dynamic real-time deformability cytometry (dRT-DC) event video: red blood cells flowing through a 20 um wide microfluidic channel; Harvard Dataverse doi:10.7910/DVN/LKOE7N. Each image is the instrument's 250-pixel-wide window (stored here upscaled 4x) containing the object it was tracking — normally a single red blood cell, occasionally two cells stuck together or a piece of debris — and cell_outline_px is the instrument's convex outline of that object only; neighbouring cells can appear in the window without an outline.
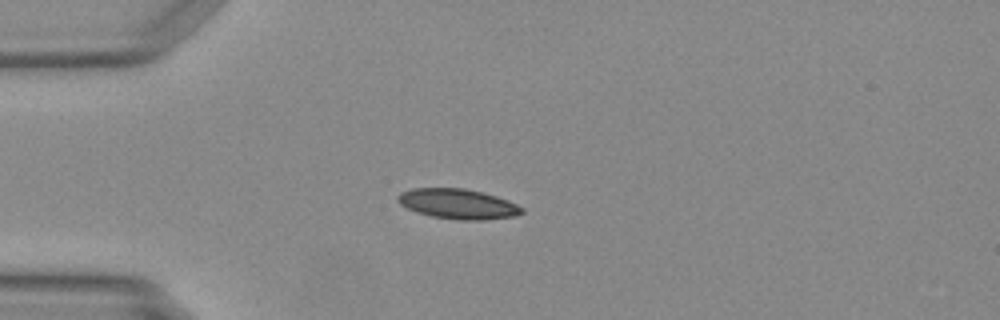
{"species": "Egyptian fruit bat (a non-hibernating species)", "species_latin": "Rousettus aegyptiacus", "temperature_condition": "warm", "stored_images_in_passage": 37, "camera_frame_rate_fps": 3000, "um_per_image_px": 0.085, "animal": {"sex": "female"}, "frame": {"image": 1, "passage_image": 1, "time_ms": 0.0, "image_size_px": [1000, 320], "cell_outline_px": [[524, 212], [516, 216], [484, 220], [460, 220], [432, 216], [416, 212], [400, 204], [396, 200], [396, 196], [400, 192], [412, 188], [464, 188], [496, 196], [508, 200], [524, 208]], "centroid_in_image_um": [38.91, 17.33], "position_along_channel_um": 46.1, "area_um2": 21.79}}
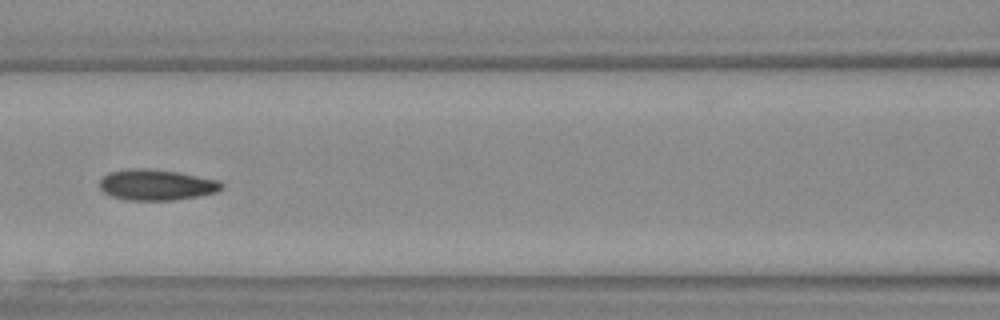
{"frame": {"image": 2, "passage_image": 10, "time_ms": 3.0, "image_size_px": [1000, 320], "cell_outline_px": [[224, 188], [216, 192], [176, 200], [128, 200], [112, 196], [104, 192], [100, 188], [100, 180], [108, 172], [136, 168], [144, 168], [176, 172], [216, 180], [224, 184]], "centroid_in_image_um": [13.28, 15.72], "position_along_channel_um": 153.3, "area_um2": 21.62}}
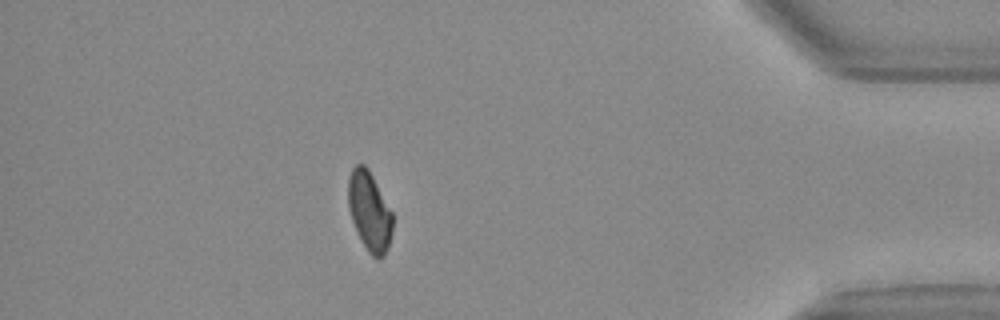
{"frame": {"image": 3, "passage_image": 31, "time_ms": 10.0, "image_size_px": [1000, 320], "cell_outline_px": [[392, 232], [384, 256], [380, 260], [376, 260], [368, 252], [360, 240], [352, 220], [348, 208], [348, 180], [352, 168], [356, 164], [364, 164], [368, 168], [392, 212]], "centroid_in_image_um": [31.39, 17.98], "position_along_channel_um": 403.8, "area_um2": 20.52}}